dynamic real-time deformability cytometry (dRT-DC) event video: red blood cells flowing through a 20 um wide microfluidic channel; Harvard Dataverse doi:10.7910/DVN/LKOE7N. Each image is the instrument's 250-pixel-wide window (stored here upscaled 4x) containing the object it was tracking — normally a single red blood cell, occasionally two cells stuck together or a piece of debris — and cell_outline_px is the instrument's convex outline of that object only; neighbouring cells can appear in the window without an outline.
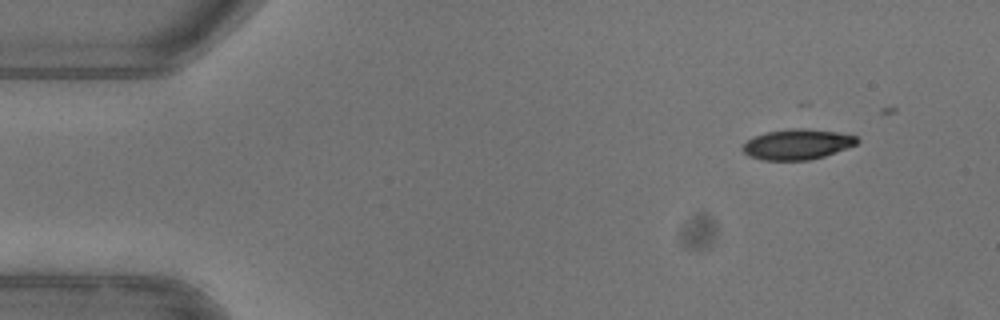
{"species": "common noctule bat (a hibernating species)", "species_latin": "Nyctalus noctula", "temperature_condition": "warm", "stored_images_in_passage": 9, "camera_frame_rate_fps": 3000, "um_per_image_px": 0.085, "animal": {"sex": "female"}, "frame": {"image": 1, "passage_image": 1, "time_ms": 0.0, "image_size_px": [1000, 320], "cell_outline_px": [[860, 140], [856, 144], [824, 156], [808, 160], [760, 160], [748, 156], [740, 148], [752, 136], [764, 132], [792, 128], [804, 128], [836, 132], [856, 136]], "centroid_in_image_um": [67.71, 12.26], "position_along_channel_um": 17.3, "area_um2": 20.29}}